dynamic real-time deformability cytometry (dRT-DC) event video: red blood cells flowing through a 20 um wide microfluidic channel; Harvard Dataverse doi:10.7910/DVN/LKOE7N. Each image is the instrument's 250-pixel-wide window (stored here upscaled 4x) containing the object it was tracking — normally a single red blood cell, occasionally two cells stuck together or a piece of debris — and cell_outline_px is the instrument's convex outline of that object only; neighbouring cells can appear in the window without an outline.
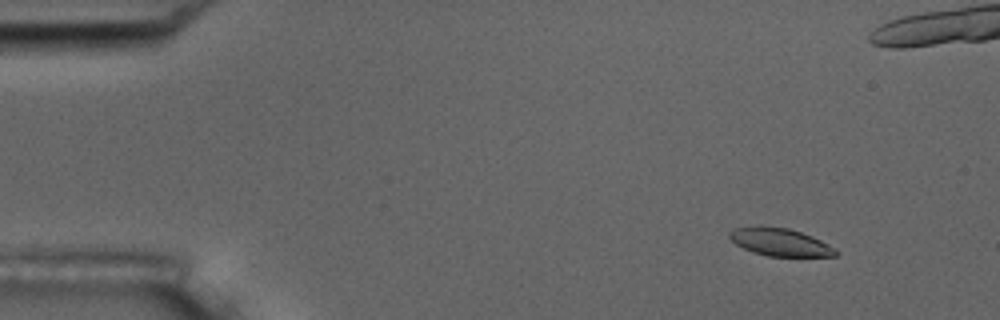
{"species": "common noctule bat (a hibernating species)", "species_latin": "Nyctalus noctula", "temperature_condition": "room temperature", "stored_images_in_passage": 6, "camera_frame_rate_fps": 3000, "um_per_image_px": 0.085, "animal": {"sex": "male", "body_mass_g": 17.5, "forearm_length_mm": 52.3}, "frame": {"image": 1, "passage_image": 2, "time_ms": 1.0, "image_size_px": [1000, 320], "cell_outline_px": [[840, 252], [836, 256], [768, 256], [752, 252], [736, 244], [728, 236], [728, 232], [732, 228], [788, 228], [812, 236], [828, 244]], "centroid_in_image_um": [66.34, 20.61], "position_along_channel_um": 18.7, "area_um2": 16.65}}